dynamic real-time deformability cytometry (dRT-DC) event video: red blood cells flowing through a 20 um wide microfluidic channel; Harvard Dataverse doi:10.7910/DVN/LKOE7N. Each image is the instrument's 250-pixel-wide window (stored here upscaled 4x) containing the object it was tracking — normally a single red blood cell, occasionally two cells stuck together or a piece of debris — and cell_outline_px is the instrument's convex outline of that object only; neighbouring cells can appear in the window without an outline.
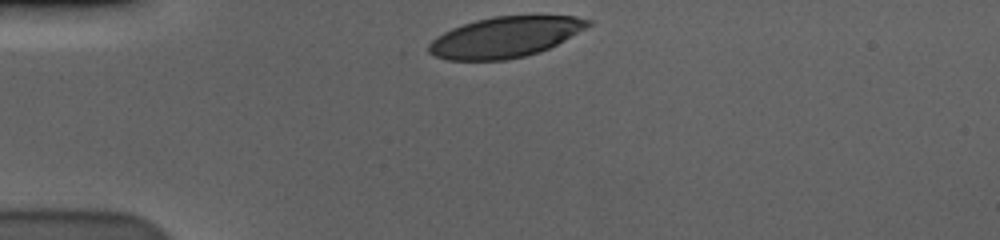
{"species": "human", "species_latin": "Homo sapiens", "temperature_condition": "cold", "stored_images_in_passage": 34, "camera_frame_rate_fps": 3000, "um_per_image_px": 0.085, "donor": {"sex": "male"}, "frame": {"image": 1, "passage_image": 1, "time_ms": 0.0, "image_size_px": [1000, 240], "cell_outline_px": [[592, 24], [564, 40], [540, 52], [524, 56], [504, 60], [448, 60], [436, 56], [428, 52], [428, 44], [436, 36], [452, 28], [476, 20], [492, 16], [576, 16], [592, 20]], "centroid_in_image_um": [42.92, 3.15], "position_along_channel_um": 42.1, "area_um2": 37.45}}
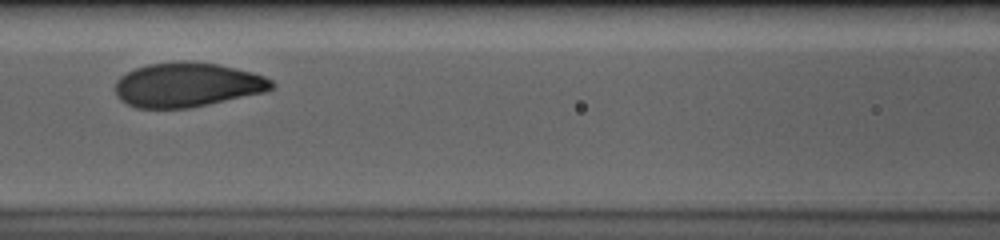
{"frame": {"image": 2, "passage_image": 13, "time_ms": 4.0, "image_size_px": [1000, 240], "cell_outline_px": [[276, 88], [264, 92], [208, 104], [188, 108], [136, 108], [120, 100], [116, 92], [116, 80], [120, 76], [136, 68], [148, 64], [184, 60], [188, 60], [220, 64], [252, 72], [264, 76], [272, 80], [276, 84]], "centroid_in_image_um": [15.94, 7.19], "position_along_channel_um": 150.7, "area_um2": 40.63}}
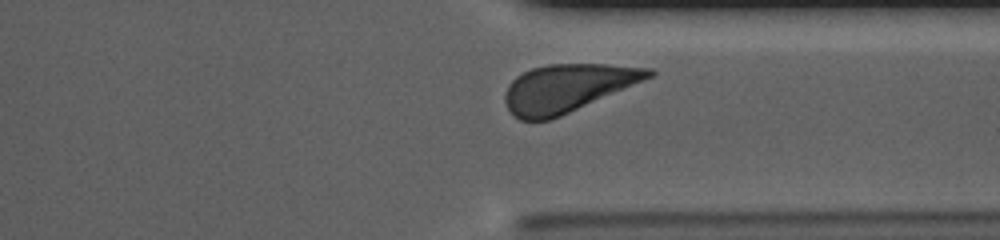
{"frame": {"image": 3, "passage_image": 31, "time_ms": 10.0, "image_size_px": [1000, 240], "cell_outline_px": [[656, 72], [652, 76], [560, 116], [548, 120], [520, 120], [508, 108], [504, 100], [504, 92], [508, 84], [516, 76], [532, 68], [548, 64], [604, 64], [652, 68]], "centroid_in_image_um": [48.18, 7.47], "position_along_channel_um": 363.2, "area_um2": 39.42}, "authors_computed_cell_mechanics": {"area_um2": 40.8357, "velocity_mm_per_s": 3.5423, "shape_relaxation_time_tau1_ms": 1.4263, "shape_relaxation_time_tau2_ms": null, "deformation_change_tau1": 0.1282, "deformation_change_tau2": null}}